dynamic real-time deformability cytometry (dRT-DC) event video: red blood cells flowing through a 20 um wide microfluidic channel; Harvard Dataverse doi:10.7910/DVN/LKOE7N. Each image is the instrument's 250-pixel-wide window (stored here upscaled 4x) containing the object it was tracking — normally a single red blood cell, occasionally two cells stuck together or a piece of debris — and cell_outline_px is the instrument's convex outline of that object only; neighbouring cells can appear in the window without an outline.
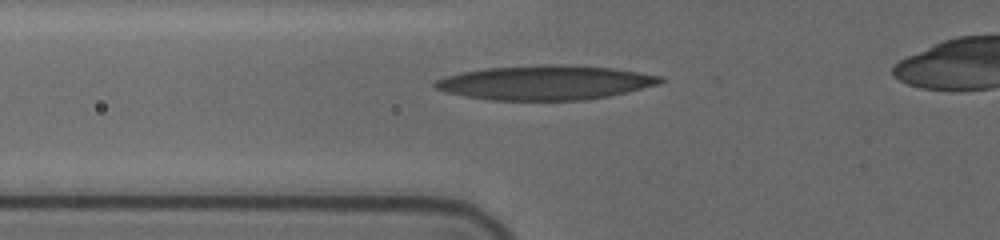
{"species": "human", "species_latin": "Homo sapiens", "temperature_condition": "cold", "stored_images_in_passage": 35, "camera_frame_rate_fps": 3000, "um_per_image_px": 0.085, "donor": {"sex": "female"}, "frame": {"image": 1, "passage_image": 6, "time_ms": 3.333, "image_size_px": [1000, 240], "cell_outline_px": [[664, 80], [660, 84], [628, 92], [608, 96], [584, 100], [488, 100], [464, 96], [444, 92], [436, 88], [432, 84], [436, 80], [460, 72], [488, 68], [544, 64], [576, 64], [616, 68], [660, 76]], "centroid_in_image_um": [46.37, 7.01], "position_along_channel_um": 79.4, "area_um2": 45.49}}
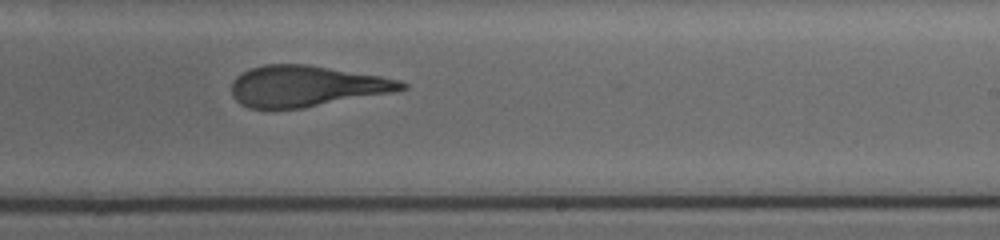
{"frame": {"image": 2, "passage_image": 22, "time_ms": 8.333, "image_size_px": [1000, 240], "cell_outline_px": [[408, 88], [392, 92], [300, 108], [248, 108], [240, 104], [232, 96], [232, 80], [236, 76], [248, 68], [264, 64], [308, 64], [380, 76], [400, 80], [408, 84]], "centroid_in_image_um": [25.99, 7.3], "position_along_channel_um": 263.0, "area_um2": 40.46}}
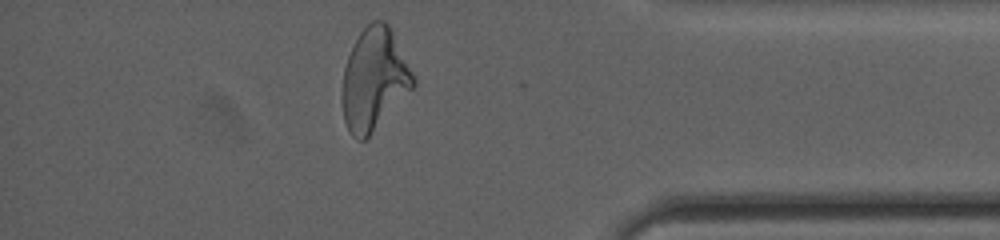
{"frame": {"image": 3, "passage_image": 33, "time_ms": 12.667, "image_size_px": [1000, 240], "cell_outline_px": [[416, 84], [368, 136], [364, 140], [356, 140], [352, 136], [344, 120], [344, 68], [348, 56], [360, 32], [372, 20], [384, 20], [388, 24], [416, 80]], "centroid_in_image_um": [31.81, 6.72], "position_along_channel_um": 403.4, "area_um2": 40.86}}